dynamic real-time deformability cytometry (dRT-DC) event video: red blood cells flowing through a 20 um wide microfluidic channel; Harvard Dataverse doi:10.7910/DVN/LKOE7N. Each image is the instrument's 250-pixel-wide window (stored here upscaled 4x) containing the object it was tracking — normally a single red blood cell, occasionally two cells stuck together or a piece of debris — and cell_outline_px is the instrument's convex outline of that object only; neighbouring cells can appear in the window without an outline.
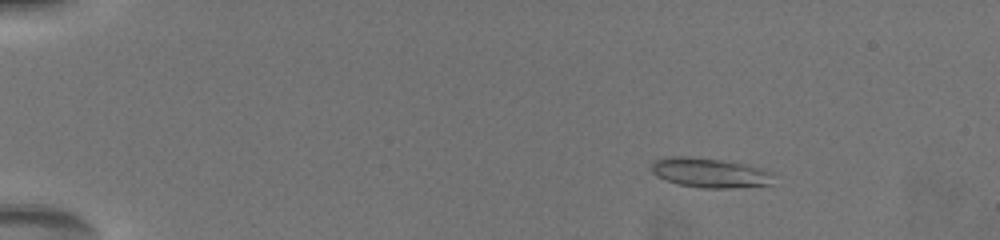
{"species": "common noctule bat (a hibernating species)", "species_latin": "Nyctalus noctula", "temperature_condition": "warm", "stored_images_in_passage": 33, "camera_frame_rate_fps": 3000, "um_per_image_px": 0.085, "animal": {"sex": "female", "body_mass_g": 19.5, "forearm_length_mm": 54.1}, "frame": {"image": 1, "passage_image": 2, "time_ms": 0.333, "image_size_px": [1000, 240], "cell_outline_px": [[772, 184], [740, 188], [700, 188], [680, 184], [656, 176], [652, 172], [652, 164], [656, 160], [672, 156], [680, 156], [716, 160], [740, 164], [764, 172]], "centroid_in_image_um": [60.19, 14.71], "position_along_channel_um": 24.8, "area_um2": 19.88}}
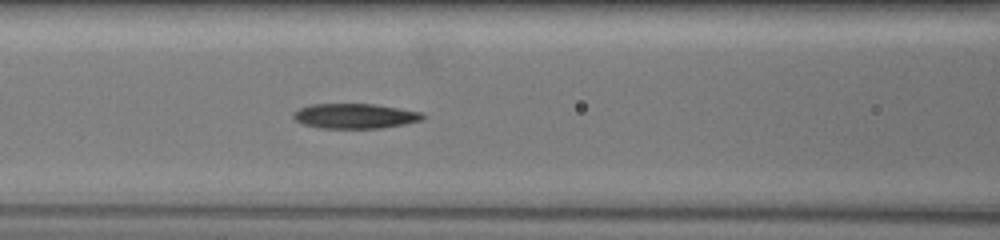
{"frame": {"image": 2, "passage_image": 21, "time_ms": 6.333, "image_size_px": [1000, 240], "cell_outline_px": [[424, 116], [420, 120], [404, 124], [380, 128], [320, 128], [304, 124], [296, 120], [292, 116], [300, 108], [312, 104], [372, 104], [420, 112]], "centroid_in_image_um": [30.14, 9.86], "position_along_channel_um": 136.5, "area_um2": 18.38}}
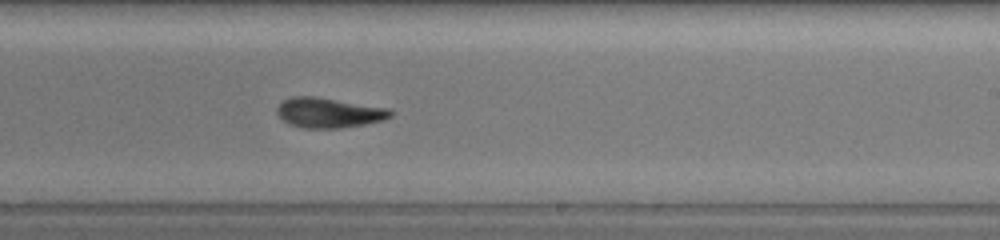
{"frame": {"image": 3, "passage_image": 32, "time_ms": 9.667, "image_size_px": [1000, 240], "cell_outline_px": [[392, 116], [380, 120], [364, 124], [340, 128], [304, 128], [288, 124], [276, 112], [276, 108], [284, 100], [292, 96], [312, 96], [388, 108], [392, 112]], "centroid_in_image_um": [27.91, 9.58], "position_along_channel_um": 261.1, "area_um2": 19.54}}